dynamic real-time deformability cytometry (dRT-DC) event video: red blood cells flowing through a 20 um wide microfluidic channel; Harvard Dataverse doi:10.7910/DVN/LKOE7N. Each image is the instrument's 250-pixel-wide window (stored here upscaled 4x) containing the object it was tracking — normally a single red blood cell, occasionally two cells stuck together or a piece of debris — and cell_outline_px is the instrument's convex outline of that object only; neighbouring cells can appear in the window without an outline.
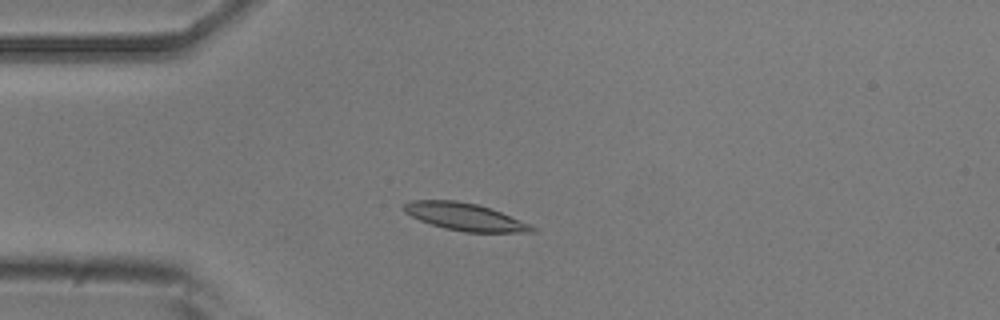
{"species": "common noctule bat (a hibernating species)", "species_latin": "Nyctalus noctula", "temperature_condition": "room temperature", "stored_images_in_passage": 4, "camera_frame_rate_fps": 3000, "um_per_image_px": 0.085, "animal": {"sex": "male", "body_mass_g": 20.5, "forearm_length_mm": 52.5}, "frame": {"image": 1, "passage_image": 4, "time_ms": 1.0, "image_size_px": [1000, 320], "cell_outline_px": [[536, 232], [464, 232], [444, 228], [420, 220], [404, 212], [400, 208], [404, 204], [412, 200], [456, 200], [476, 204], [500, 212], [532, 224], [536, 228]], "centroid_in_image_um": [39.51, 18.43], "position_along_channel_um": 45.5, "area_um2": 20.4}}